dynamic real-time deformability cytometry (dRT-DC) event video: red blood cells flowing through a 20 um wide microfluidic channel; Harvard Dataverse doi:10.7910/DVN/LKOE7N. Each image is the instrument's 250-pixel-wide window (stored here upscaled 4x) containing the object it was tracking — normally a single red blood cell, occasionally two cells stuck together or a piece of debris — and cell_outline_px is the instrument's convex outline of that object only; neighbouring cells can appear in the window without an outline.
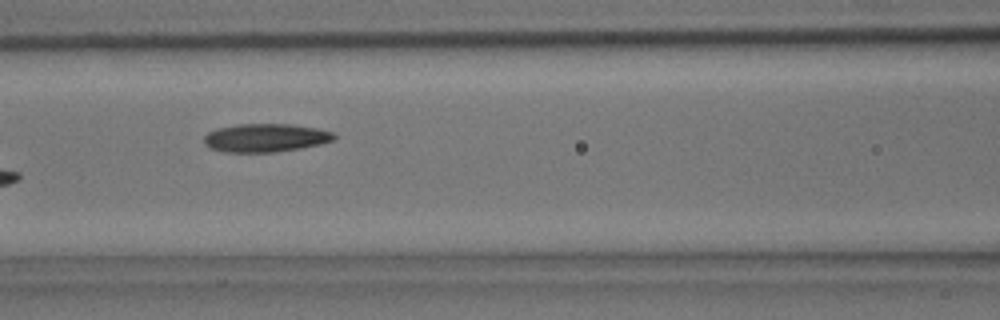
{"species": "common noctule bat (a hibernating species)", "species_latin": "Nyctalus noctula", "temperature_condition": "room temperature", "stored_images_in_passage": 8, "camera_frame_rate_fps": 3000, "um_per_image_px": 0.085, "animal": {"sex": "male", "body_mass_g": 15.6}, "frame": {"image": 1, "passage_image": 6, "time_ms": 1.667, "image_size_px": [1000, 320], "cell_outline_px": [[336, 136], [332, 140], [320, 144], [300, 148], [272, 152], [228, 152], [212, 148], [204, 144], [204, 136], [208, 132], [220, 128], [240, 124], [292, 124], [316, 128], [332, 132]], "centroid_in_image_um": [22.57, 11.71], "position_along_channel_um": 144.0, "area_um2": 21.15}}